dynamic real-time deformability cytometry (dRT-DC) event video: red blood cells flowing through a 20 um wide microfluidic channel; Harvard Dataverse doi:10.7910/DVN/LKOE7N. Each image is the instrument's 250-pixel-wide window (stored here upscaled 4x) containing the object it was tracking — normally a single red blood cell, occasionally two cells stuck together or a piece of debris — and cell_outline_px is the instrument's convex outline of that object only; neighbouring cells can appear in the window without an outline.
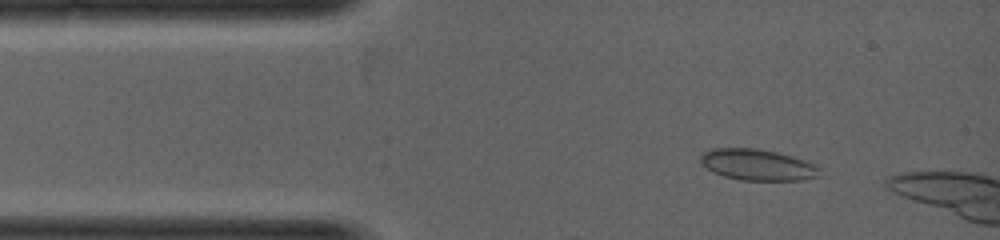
{"species": "common noctule bat (a hibernating species)", "species_latin": "Nyctalus noctula", "temperature_condition": "warm", "stored_images_in_passage": 4, "camera_frame_rate_fps": 5000, "um_per_image_px": 0.085, "animal": {"sex": "female", "body_mass_g": 19.0, "forearm_length_mm": 53.3}, "frame": {"image": 1, "passage_image": 2, "time_ms": 0.2, "image_size_px": [1000, 240], "cell_outline_px": [[820, 176], [800, 180], [740, 180], [724, 176], [712, 172], [700, 164], [700, 156], [704, 152], [712, 148], [756, 148], [776, 152], [792, 156], [812, 164], [820, 168]], "centroid_in_image_um": [64.34, 14.01], "position_along_channel_um": 20.7, "area_um2": 21.62}}